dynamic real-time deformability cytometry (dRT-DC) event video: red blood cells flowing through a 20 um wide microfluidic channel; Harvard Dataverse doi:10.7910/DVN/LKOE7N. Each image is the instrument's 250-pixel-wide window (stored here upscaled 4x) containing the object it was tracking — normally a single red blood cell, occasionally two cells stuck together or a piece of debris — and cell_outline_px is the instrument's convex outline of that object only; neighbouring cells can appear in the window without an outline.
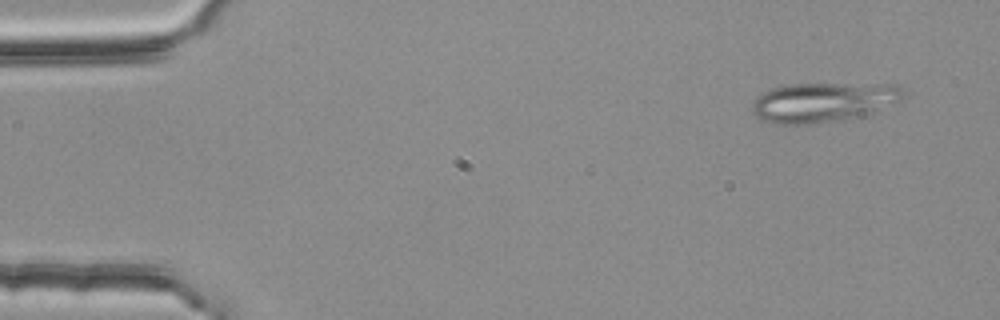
{"species": "common noctule bat (a hibernating species)", "species_latin": "Nyctalus noctula", "temperature_condition": "room temperature", "stored_images_in_passage": 4, "camera_frame_rate_fps": 3000, "um_per_image_px": 0.085, "animal": {"sex": "female", "body_mass_g": 25.1}, "frame": {"image": 1, "passage_image": 1, "time_ms": 0.0, "image_size_px": [1000, 320], "cell_outline_px": [[908, 96], [904, 100], [860, 116], [836, 120], [808, 124], [776, 124], [760, 120], [752, 112], [752, 104], [756, 96], [772, 88], [788, 84], [900, 84], [908, 92]], "centroid_in_image_um": [70.03, 8.67], "position_along_channel_um": 15.0, "area_um2": 35.26}}